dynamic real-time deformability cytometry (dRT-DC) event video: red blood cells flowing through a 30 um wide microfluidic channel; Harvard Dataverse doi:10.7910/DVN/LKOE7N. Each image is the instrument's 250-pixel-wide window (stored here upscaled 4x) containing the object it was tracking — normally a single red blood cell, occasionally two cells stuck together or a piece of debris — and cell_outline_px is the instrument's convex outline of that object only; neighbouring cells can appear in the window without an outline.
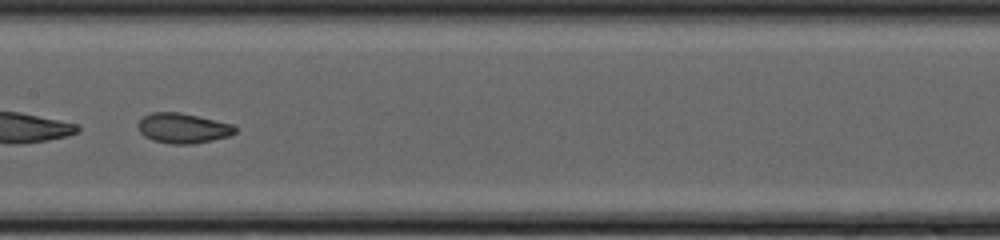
{"species": "common noctule bat (a hibernating species)", "species_latin": "Nyctalus noctula", "temperature_condition": "cold", "stored_images_in_passage": 49, "camera_frame_rate_fps": 3000, "um_per_image_px": 0.085, "animal": {"sex": "female", "body_mass_g": 20.0, "forearm_length_mm": 54.0}, "frame": {"image": 1, "passage_image": 28, "time_ms": 9.0, "image_size_px": [1000, 240], "cell_outline_px": [[236, 132], [228, 136], [212, 140], [192, 144], [172, 144], [152, 140], [144, 136], [140, 132], [136, 124], [144, 116], [152, 112], [180, 112], [232, 124], [236, 128]], "centroid_in_image_um": [15.52, 10.89], "position_along_channel_um": 191.9, "area_um2": 16.94}, "authors_computed_cell_mechanics": {"area_um2": 19.4208, "velocity_mm_per_s": 4.2157, "shape_relaxation_time_tau1_ms": 7.3599, "shape_relaxation_time_tau2_ms": 0.9999, "deformation_change_tau1": 0.1766, "deformation_change_tau2": 0.0661}}